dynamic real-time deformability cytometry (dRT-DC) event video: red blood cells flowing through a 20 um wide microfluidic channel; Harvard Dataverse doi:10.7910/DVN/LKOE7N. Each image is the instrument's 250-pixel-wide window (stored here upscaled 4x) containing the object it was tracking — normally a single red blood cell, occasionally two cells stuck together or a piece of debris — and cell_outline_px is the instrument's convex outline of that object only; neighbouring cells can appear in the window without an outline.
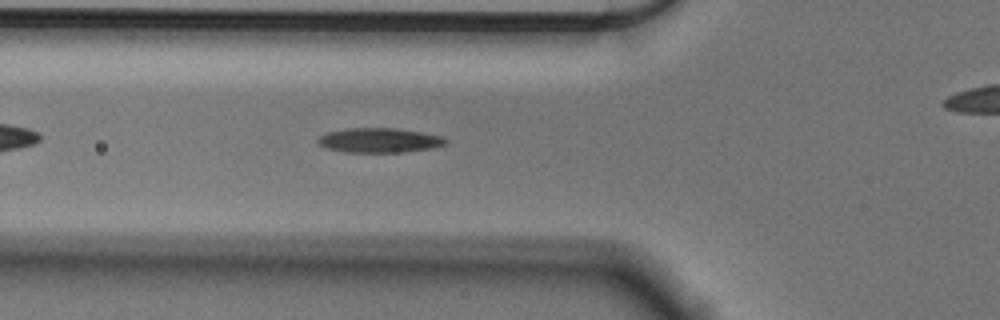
{"species": "Egyptian fruit bat (a non-hibernating species)", "species_latin": "Rousettus aegyptiacus", "temperature_condition": "cold", "stored_images_in_passage": 37, "camera_frame_rate_fps": 3000, "um_per_image_px": 0.085, "animal": {"sex": "male"}, "frame": {"image": 1, "passage_image": 8, "time_ms": 2.333, "image_size_px": [1000, 320], "cell_outline_px": [[448, 144], [432, 148], [404, 152], [344, 152], [324, 148], [316, 140], [320, 136], [328, 132], [344, 128], [396, 128], [444, 136], [448, 140]], "centroid_in_image_um": [32.26, 11.92], "position_along_channel_um": 93.5, "area_um2": 18.5}}
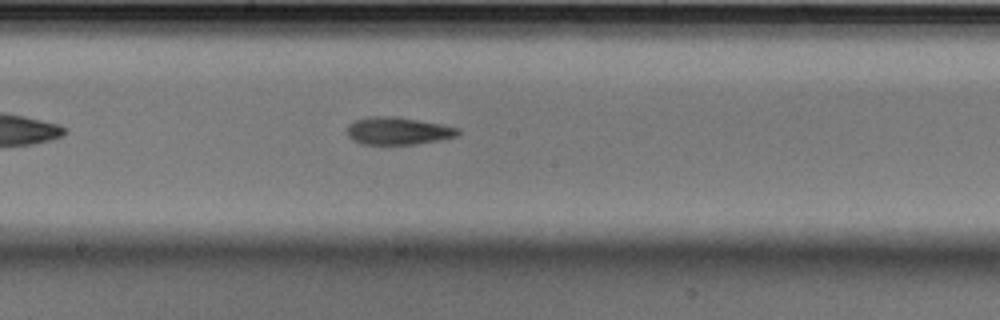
{"frame": {"image": 2, "passage_image": 18, "time_ms": 5.667, "image_size_px": [1000, 320], "cell_outline_px": [[460, 132], [456, 136], [440, 140], [416, 144], [360, 144], [352, 140], [348, 136], [348, 124], [356, 120], [368, 116], [396, 116], [420, 120], [460, 128]], "centroid_in_image_um": [33.82, 11.12], "position_along_channel_um": 214.4, "area_um2": 17.86}}
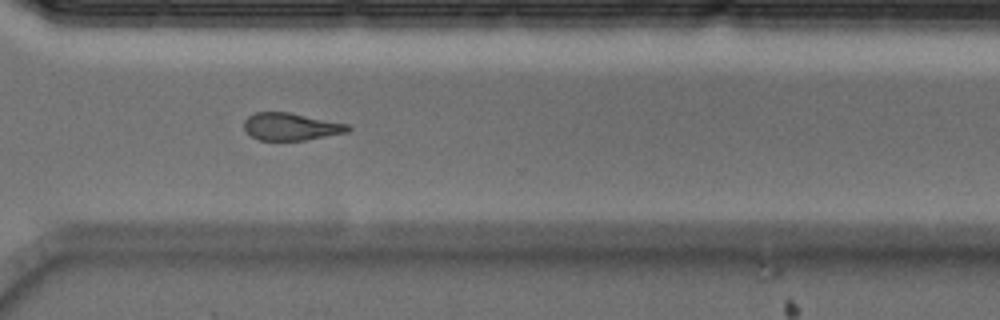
{"frame": {"image": 3, "passage_image": 29, "time_ms": 9.333, "image_size_px": [1000, 320], "cell_outline_px": [[352, 128], [348, 132], [304, 140], [256, 140], [244, 132], [244, 120], [252, 112], [288, 112], [352, 124]], "centroid_in_image_um": [24.72, 10.76], "position_along_channel_um": 345.9, "area_um2": 16.94}}